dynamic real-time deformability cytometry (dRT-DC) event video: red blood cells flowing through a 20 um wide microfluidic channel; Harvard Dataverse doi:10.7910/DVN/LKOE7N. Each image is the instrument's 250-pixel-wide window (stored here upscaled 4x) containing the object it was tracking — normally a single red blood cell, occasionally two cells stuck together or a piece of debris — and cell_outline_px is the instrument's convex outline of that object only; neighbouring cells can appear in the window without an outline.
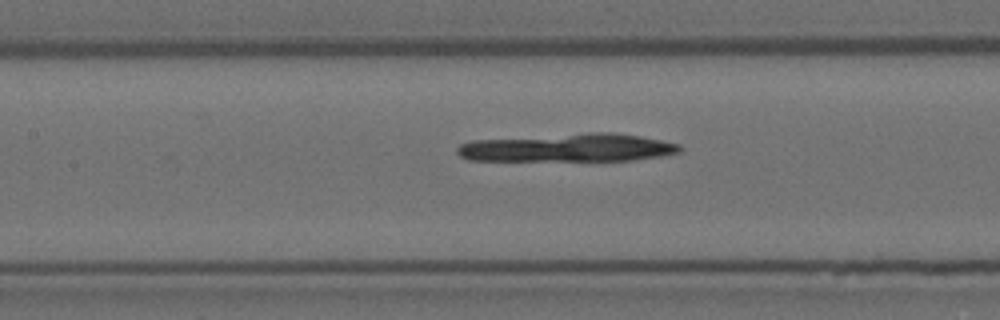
{"species": "Egyptian fruit bat (a non-hibernating species)", "species_latin": "Rousettus aegyptiacus", "temperature_condition": "room temperature", "stored_images_in_passage": 6, "segment_of_instrument_passage": [2, 2], "camera_frame_rate_fps": 3000, "um_per_image_px": 0.085, "animal": {"sex": "female"}, "frame": {"image": 1, "passage_image": 6, "time_ms": 1.667, "image_size_px": [1000, 320], "cell_outline_px": [[684, 148], [680, 152], [660, 156], [632, 160], [468, 160], [460, 156], [456, 152], [456, 148], [460, 144], [472, 140], [588, 132], [612, 132], [640, 136], [680, 144]], "centroid_in_image_um": [48.28, 12.55], "position_along_channel_um": 159.1, "area_um2": 36.53}}